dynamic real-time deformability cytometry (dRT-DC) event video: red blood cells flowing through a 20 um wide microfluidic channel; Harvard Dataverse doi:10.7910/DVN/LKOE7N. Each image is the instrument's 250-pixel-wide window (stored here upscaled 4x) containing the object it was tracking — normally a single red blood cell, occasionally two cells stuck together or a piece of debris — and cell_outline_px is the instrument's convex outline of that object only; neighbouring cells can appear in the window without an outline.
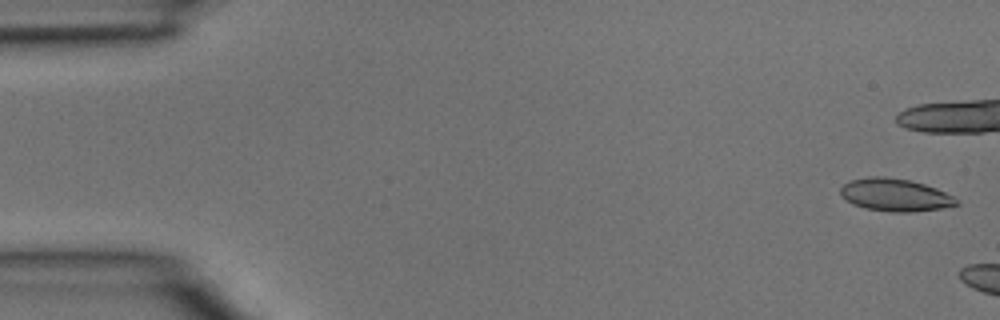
{"species": "common noctule bat (a hibernating species)", "species_latin": "Nyctalus noctula", "temperature_condition": "room temperature", "stored_images_in_passage": 6, "camera_frame_rate_fps": 3000, "um_per_image_px": 0.085, "animal": {"sex": "male", "body_mass_g": 15.6}, "frame": {"image": 1, "passage_image": 1, "time_ms": 0.0, "image_size_px": [1000, 320], "cell_outline_px": [[960, 204], [940, 208], [912, 212], [892, 212], [864, 208], [852, 204], [844, 200], [840, 196], [840, 188], [844, 184], [852, 180], [868, 176], [884, 176], [908, 180], [924, 184], [936, 188], [960, 200]], "centroid_in_image_um": [76.05, 16.57], "position_along_channel_um": 9.0, "area_um2": 22.14}}
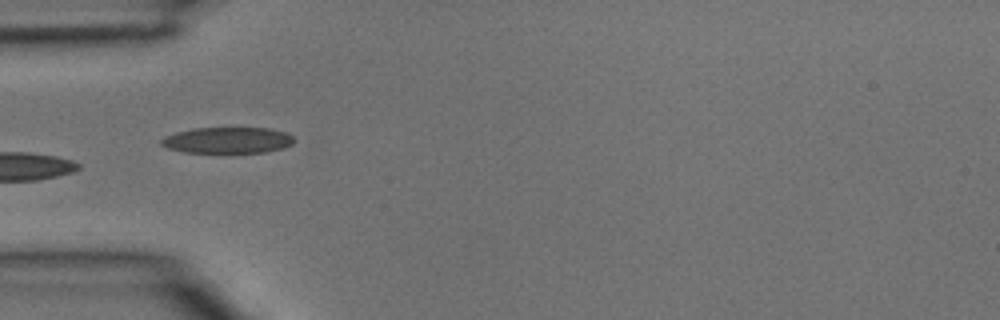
{"frame": {"image": 2, "passage_image": 6, "time_ms": 1.667, "image_size_px": [1000, 320], "cell_outline_px": [[296, 140], [292, 144], [284, 148], [264, 152], [184, 152], [168, 148], [160, 144], [160, 140], [164, 136], [176, 132], [192, 128], [268, 128], [288, 132]], "centroid_in_image_um": [19.36, 11.91], "position_along_channel_um": 65.6, "area_um2": 20.29}}